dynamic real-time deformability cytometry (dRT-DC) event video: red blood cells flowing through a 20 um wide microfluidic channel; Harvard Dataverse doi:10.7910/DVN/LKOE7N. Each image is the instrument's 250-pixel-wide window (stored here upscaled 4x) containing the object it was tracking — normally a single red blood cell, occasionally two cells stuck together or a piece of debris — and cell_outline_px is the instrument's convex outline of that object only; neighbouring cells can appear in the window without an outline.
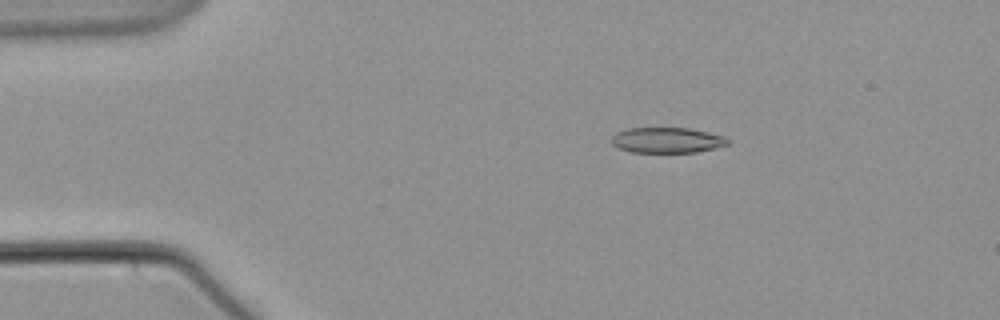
{"species": "common noctule bat (a hibernating species)", "species_latin": "Nyctalus noctula", "temperature_condition": "warm", "stored_images_in_passage": 11, "camera_frame_rate_fps": 3000, "um_per_image_px": 0.085, "animal": {"sex": "male", "body_mass_g": 21.5, "forearm_length_mm": 52.0}, "frame": {"image": 1, "passage_image": 1, "time_ms": 0.0, "image_size_px": [1000, 320], "cell_outline_px": [[728, 144], [716, 148], [696, 152], [632, 152], [620, 148], [612, 144], [612, 136], [616, 132], [628, 128], [688, 128], [708, 132], [724, 136], [728, 140]], "centroid_in_image_um": [56.7, 11.91], "position_along_channel_um": 28.3, "area_um2": 17.17}}
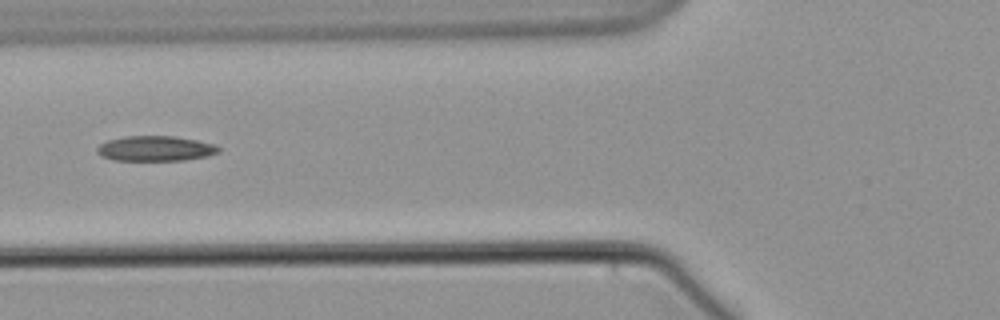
{"frame": {"image": 2, "passage_image": 4, "time_ms": 4.333, "image_size_px": [1000, 320], "cell_outline_px": [[220, 148], [216, 152], [208, 156], [184, 160], [116, 160], [104, 156], [96, 152], [96, 148], [100, 144], [108, 140], [124, 136], [172, 136], [196, 140], [212, 144]], "centroid_in_image_um": [13.18, 12.62], "position_along_channel_um": 112.6, "area_um2": 17.51}}
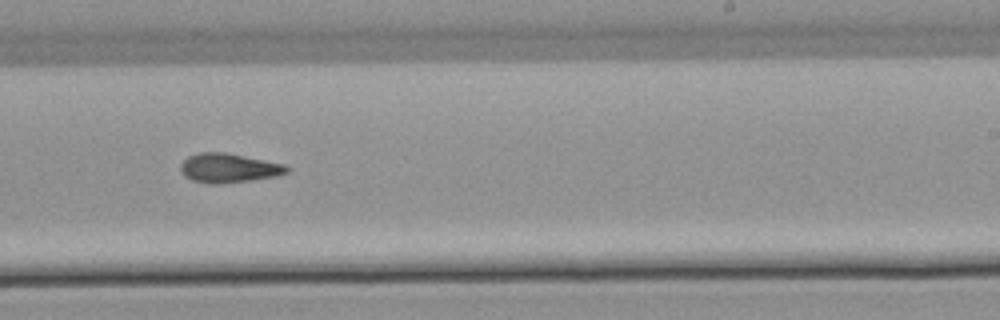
{"frame": {"image": 3, "passage_image": 8, "time_ms": 9.0, "image_size_px": [1000, 320], "cell_outline_px": [[288, 172], [272, 176], [248, 180], [212, 184], [192, 180], [184, 176], [180, 168], [180, 164], [188, 156], [200, 152], [228, 152], [284, 164], [288, 168]], "centroid_in_image_um": [19.39, 14.26], "position_along_channel_um": 269.6, "area_um2": 17.8}}